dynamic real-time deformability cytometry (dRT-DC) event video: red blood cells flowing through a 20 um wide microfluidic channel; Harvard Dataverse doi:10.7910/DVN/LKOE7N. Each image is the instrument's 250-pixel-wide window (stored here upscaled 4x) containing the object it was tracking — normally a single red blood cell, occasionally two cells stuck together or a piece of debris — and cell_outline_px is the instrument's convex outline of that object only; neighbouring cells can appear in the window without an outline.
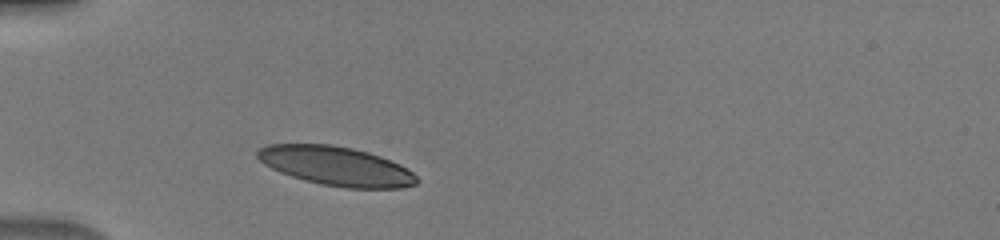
{"species": "human", "species_latin": "Homo sapiens", "temperature_condition": "warm", "stored_images_in_passage": 35, "camera_frame_rate_fps": 3000, "um_per_image_px": 0.085, "donor": {"sex": "male"}, "frame": {"image": 1, "passage_image": 1, "time_ms": 0.0, "image_size_px": [1000, 240], "cell_outline_px": [[420, 180], [416, 184], [400, 188], [344, 188], [320, 184], [304, 180], [280, 172], [264, 164], [256, 156], [256, 152], [264, 144], [332, 144], [352, 148], [368, 152], [380, 156], [400, 164], [412, 172]], "centroid_in_image_um": [28.57, 14.11], "position_along_channel_um": 56.4, "area_um2": 36.36}}
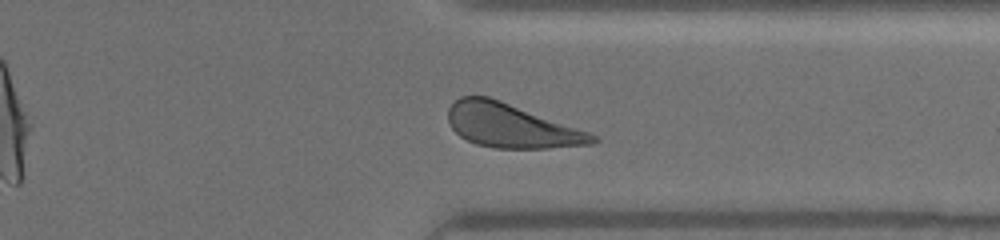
{"frame": {"image": 2, "passage_image": 25, "time_ms": 8.0, "image_size_px": [1000, 240], "cell_outline_px": [[600, 140], [592, 144], [548, 148], [496, 148], [476, 144], [460, 136], [452, 128], [448, 120], [448, 108], [460, 96], [488, 96], [500, 100], [588, 132], [596, 136]], "centroid_in_image_um": [43.42, 10.69], "position_along_channel_um": 368.0, "area_um2": 36.47}}
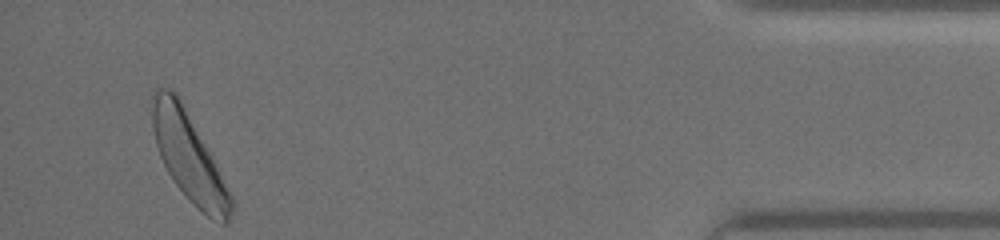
{"frame": {"image": 3, "passage_image": 33, "time_ms": 10.667, "image_size_px": [1000, 240], "cell_outline_px": [[236, 204], [228, 224], [224, 224], [212, 220], [192, 204], [188, 200], [172, 180], [160, 156], [156, 144], [152, 128], [152, 92], [156, 88], [168, 88], [176, 92], [232, 196]], "centroid_in_image_um": [16.05, 13.4], "position_along_channel_um": 419.2, "area_um2": 39.88}}